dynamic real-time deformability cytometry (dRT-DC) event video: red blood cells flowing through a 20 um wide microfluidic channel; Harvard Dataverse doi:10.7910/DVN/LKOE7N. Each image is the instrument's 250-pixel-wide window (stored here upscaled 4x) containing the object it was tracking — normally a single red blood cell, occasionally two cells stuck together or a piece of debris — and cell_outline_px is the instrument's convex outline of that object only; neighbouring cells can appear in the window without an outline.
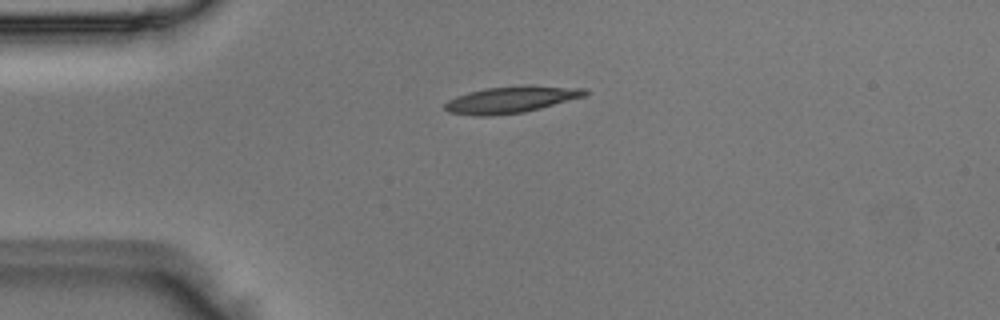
{"species": "Egyptian fruit bat (a non-hibernating species)", "species_latin": "Rousettus aegyptiacus", "temperature_condition": "room temperature", "stored_images_in_passage": 39, "camera_frame_rate_fps": 3000, "um_per_image_px": 0.085, "animal": {"sex": "male"}, "frame": {"image": 1, "passage_image": 1, "time_ms": 0.0, "image_size_px": [1000, 320], "cell_outline_px": [[588, 92], [584, 96], [540, 108], [524, 112], [492, 116], [476, 116], [448, 112], [444, 108], [444, 104], [448, 100], [456, 96], [468, 92], [484, 88], [528, 84], [584, 88]], "centroid_in_image_um": [43.42, 8.45], "position_along_channel_um": 41.6, "area_um2": 21.96}}
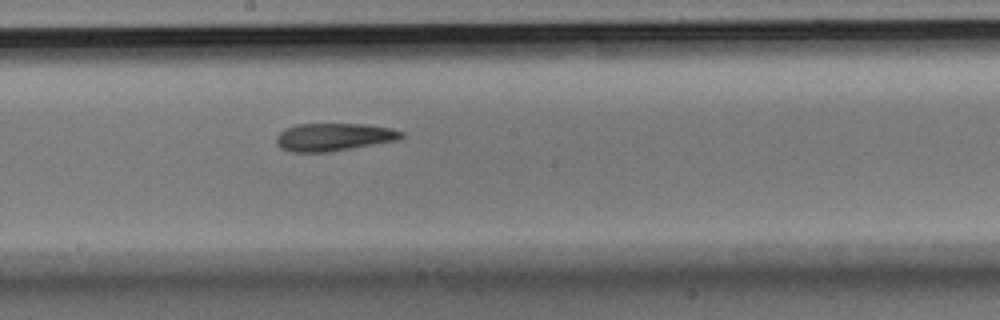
{"frame": {"image": 2, "passage_image": 16, "time_ms": 5.0, "image_size_px": [1000, 320], "cell_outline_px": [[404, 136], [396, 140], [352, 148], [328, 152], [292, 152], [280, 148], [276, 144], [276, 136], [284, 128], [296, 124], [368, 124], [392, 128], [404, 132]], "centroid_in_image_um": [28.34, 11.64], "position_along_channel_um": 219.9, "area_um2": 20.35}}
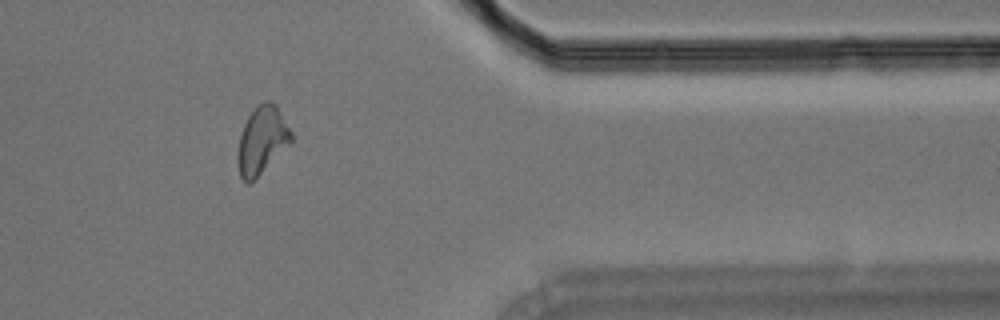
{"frame": {"image": 3, "passage_image": 30, "time_ms": 9.667, "image_size_px": [1000, 320], "cell_outline_px": [[292, 144], [256, 180], [248, 184], [240, 176], [236, 160], [236, 156], [240, 136], [244, 124], [248, 116], [256, 104], [264, 100], [272, 100], [276, 104], [292, 132]], "centroid_in_image_um": [22.28, 11.94], "position_along_channel_um": 389.1, "area_um2": 21.85}}